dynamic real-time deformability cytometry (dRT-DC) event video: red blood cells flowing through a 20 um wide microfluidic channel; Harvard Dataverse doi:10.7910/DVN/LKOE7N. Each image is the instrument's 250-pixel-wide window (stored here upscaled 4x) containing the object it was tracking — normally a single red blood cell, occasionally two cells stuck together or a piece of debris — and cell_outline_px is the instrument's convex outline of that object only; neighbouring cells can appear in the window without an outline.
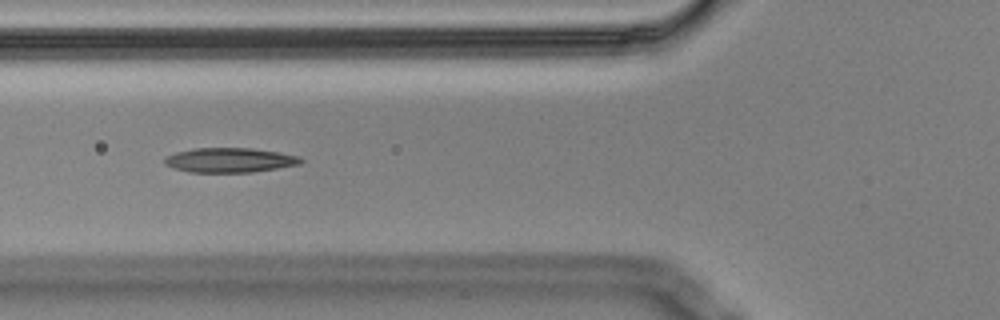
{"species": "Egyptian fruit bat (a non-hibernating species)", "species_latin": "Rousettus aegyptiacus", "temperature_condition": "cold", "stored_images_in_passage": 12, "camera_frame_rate_fps": 3000, "um_per_image_px": 0.085, "animal": {"sex": "male"}, "frame": {"image": 1, "passage_image": 3, "time_ms": 0.667, "image_size_px": [1000, 320], "cell_outline_px": [[304, 160], [300, 164], [252, 172], [188, 172], [164, 164], [164, 160], [168, 156], [176, 152], [196, 148], [252, 148], [280, 152], [300, 156]], "centroid_in_image_um": [19.57, 13.6], "position_along_channel_um": 106.2, "area_um2": 19.42}}
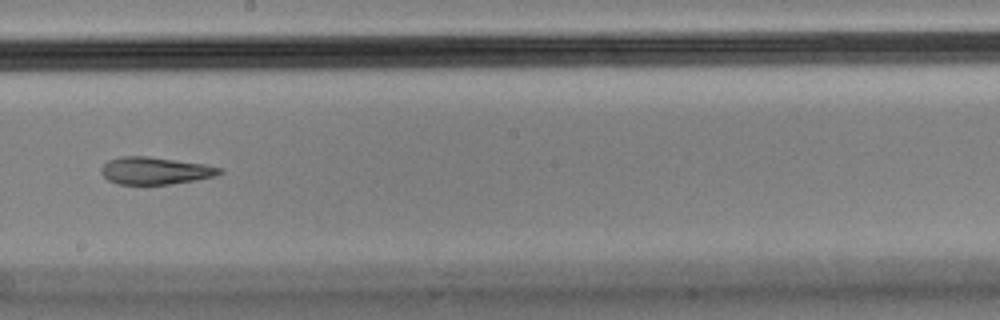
{"frame": {"image": 2, "passage_image": 6, "time_ms": 1.667, "image_size_px": [1000, 320], "cell_outline_px": [[224, 172], [216, 176], [196, 180], [168, 184], [120, 184], [108, 180], [100, 172], [100, 168], [108, 160], [120, 156], [148, 156], [204, 164], [224, 168]], "centroid_in_image_um": [13.21, 14.5], "position_along_channel_um": 235.0, "area_um2": 18.9}}
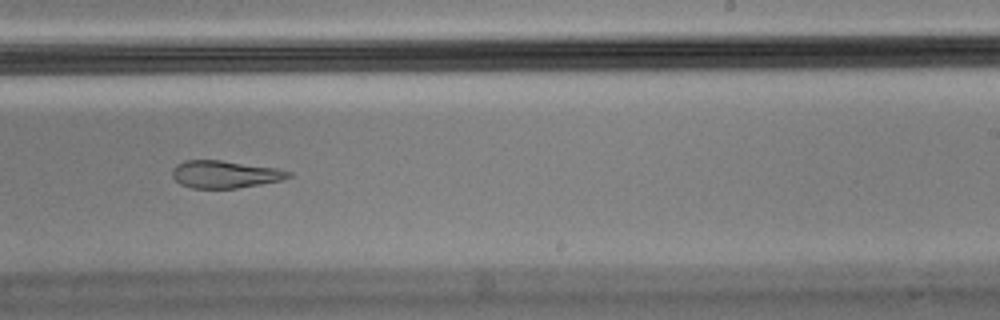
{"frame": {"image": 3, "passage_image": 7, "time_ms": 2.0, "image_size_px": [1000, 320], "cell_outline_px": [[292, 176], [280, 180], [260, 184], [236, 188], [192, 188], [180, 184], [172, 176], [172, 168], [176, 164], [184, 160], [220, 160], [276, 168], [292, 172]], "centroid_in_image_um": [19.08, 14.81], "position_along_channel_um": 269.9, "area_um2": 18.5}}